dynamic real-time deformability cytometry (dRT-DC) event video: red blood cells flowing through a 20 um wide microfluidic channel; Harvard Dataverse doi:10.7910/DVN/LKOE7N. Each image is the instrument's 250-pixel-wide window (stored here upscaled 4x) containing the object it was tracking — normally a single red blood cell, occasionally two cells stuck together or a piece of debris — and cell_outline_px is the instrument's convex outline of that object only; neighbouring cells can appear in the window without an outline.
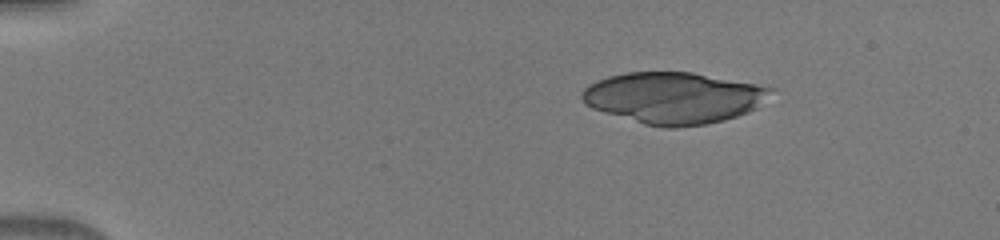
{"species": "human", "species_latin": "Homo sapiens", "temperature_condition": "warm", "stored_images_in_passage": 32, "camera_frame_rate_fps": 3000, "um_per_image_px": 0.085, "donor": {"sex": "male"}, "frame": {"image": 1, "passage_image": 1, "time_ms": 0.0, "image_size_px": [1000, 240], "cell_outline_px": [[776, 88], [756, 108], [748, 112], [724, 120], [704, 124], [676, 128], [664, 128], [644, 124], [604, 112], [592, 108], [584, 104], [580, 96], [580, 92], [588, 84], [608, 76], [628, 72], [692, 72], [756, 84]], "centroid_in_image_um": [57.23, 8.31], "position_along_channel_um": 27.8, "area_um2": 56.59}}